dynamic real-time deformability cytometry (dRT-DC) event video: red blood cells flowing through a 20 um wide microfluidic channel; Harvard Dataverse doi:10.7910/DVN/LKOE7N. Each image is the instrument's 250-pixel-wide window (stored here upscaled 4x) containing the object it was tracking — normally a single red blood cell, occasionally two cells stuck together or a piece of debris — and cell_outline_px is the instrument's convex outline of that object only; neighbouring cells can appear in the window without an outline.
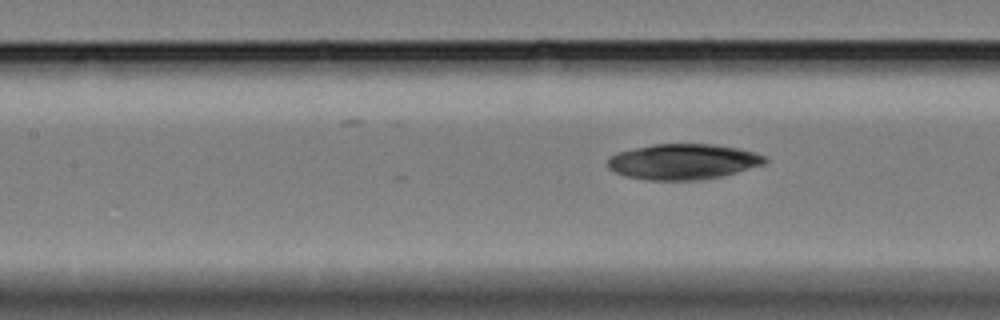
{"species": "Egyptian fruit bat (a non-hibernating species)", "species_latin": "Rousettus aegyptiacus", "temperature_condition": "cold", "stored_images_in_passage": 19, "camera_frame_rate_fps": 3000, "um_per_image_px": 0.085, "animal": {"sex": "female"}, "frame": {"image": 1, "passage_image": 19, "time_ms": 6.0, "image_size_px": [1000, 320], "cell_outline_px": [[768, 160], [764, 164], [724, 176], [700, 180], [648, 180], [624, 176], [608, 168], [608, 160], [616, 152], [656, 144], [712, 144], [736, 148], [768, 156]], "centroid_in_image_um": [58.08, 13.75], "position_along_channel_um": 149.3, "area_um2": 32.54}}